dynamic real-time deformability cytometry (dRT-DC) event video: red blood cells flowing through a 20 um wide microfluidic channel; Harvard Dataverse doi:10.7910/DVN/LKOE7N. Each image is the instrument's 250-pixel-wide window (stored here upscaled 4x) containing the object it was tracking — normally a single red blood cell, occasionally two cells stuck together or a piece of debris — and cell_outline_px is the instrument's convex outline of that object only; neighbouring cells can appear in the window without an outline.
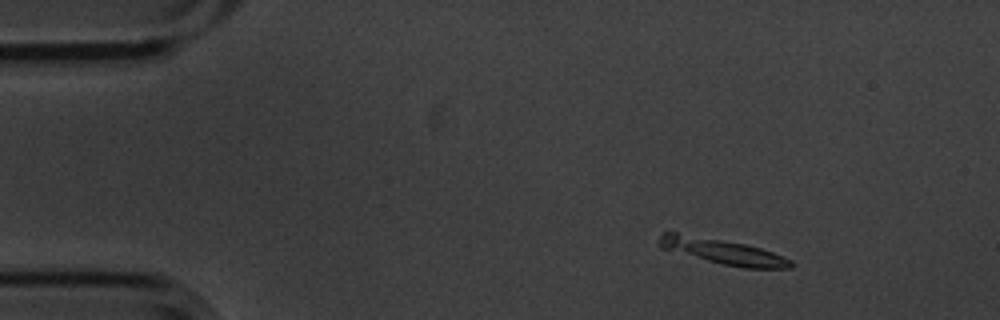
{"species": "common noctule bat (a hibernating species)", "species_latin": "Nyctalus noctula", "temperature_condition": "cold", "stored_images_in_passage": 8, "camera_frame_rate_fps": 3000, "um_per_image_px": 0.085, "animal": {"sex": "male", "body_mass_g": 20.1, "forearm_length_mm": 53.5}, "frame": {"image": 1, "passage_image": 3, "time_ms": 0.667, "image_size_px": [1000, 320], "cell_outline_px": [[796, 264], [792, 268], [744, 268], [724, 264], [660, 248], [660, 236], [664, 232], [676, 232], [744, 244], [760, 248], [784, 256], [792, 260]], "centroid_in_image_um": [61.5, 21.38], "position_along_channel_um": 23.5, "area_um2": 19.02}}
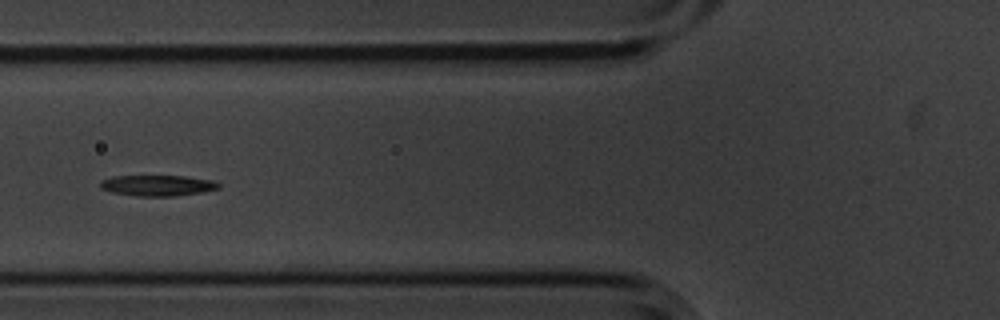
{"frame": {"image": 2, "passage_image": 7, "time_ms": 2.0, "image_size_px": [1000, 320], "cell_outline_px": [[220, 188], [200, 192], [176, 196], [136, 196], [112, 192], [100, 188], [100, 180], [112, 176], [184, 176], [216, 180], [220, 184]], "centroid_in_image_um": [13.4, 15.76], "position_along_channel_um": 112.4, "area_um2": 14.45}}
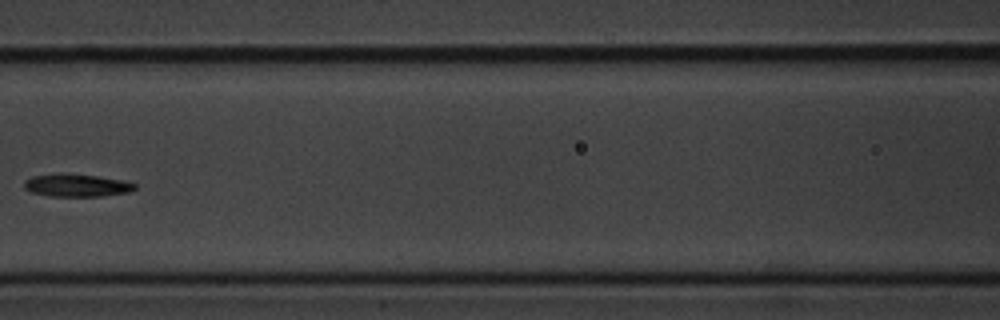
{"frame": {"image": 3, "passage_image": 8, "time_ms": 2.333, "image_size_px": [1000, 320], "cell_outline_px": [[136, 188], [128, 192], [100, 196], [48, 196], [32, 192], [24, 188], [24, 180], [32, 176], [100, 176], [120, 180], [136, 184]], "centroid_in_image_um": [6.53, 15.8], "position_along_channel_um": 160.1, "area_um2": 13.76}}